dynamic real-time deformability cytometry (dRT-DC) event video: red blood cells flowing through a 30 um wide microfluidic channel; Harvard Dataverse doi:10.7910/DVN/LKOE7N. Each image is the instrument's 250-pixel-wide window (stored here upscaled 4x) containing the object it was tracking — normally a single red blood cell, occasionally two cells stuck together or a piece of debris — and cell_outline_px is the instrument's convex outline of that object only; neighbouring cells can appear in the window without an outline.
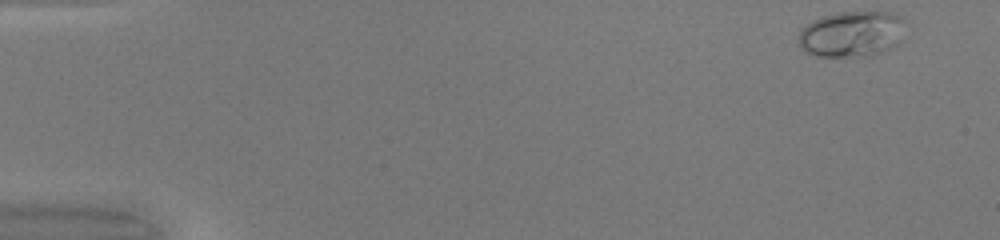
{"species": "common noctule bat (a hibernating species)", "species_latin": "Nyctalus noctula", "temperature_condition": "warm", "stored_images_in_passage": 47, "camera_frame_rate_fps": 3000, "um_per_image_px": 0.085, "animal": {"sex": "female", "body_mass_g": 20.0, "forearm_length_mm": 54.0}, "frame": {"image": 1, "passage_image": 1, "time_ms": 0.0, "image_size_px": [1000, 240], "cell_outline_px": [[908, 24], [896, 44], [892, 48], [872, 56], [816, 56], [804, 52], [800, 44], [800, 28], [812, 20], [824, 16], [840, 12], [888, 12], [900, 16], [908, 20]], "centroid_in_image_um": [72.44, 2.88], "position_along_channel_um": 12.6, "area_um2": 28.84}}
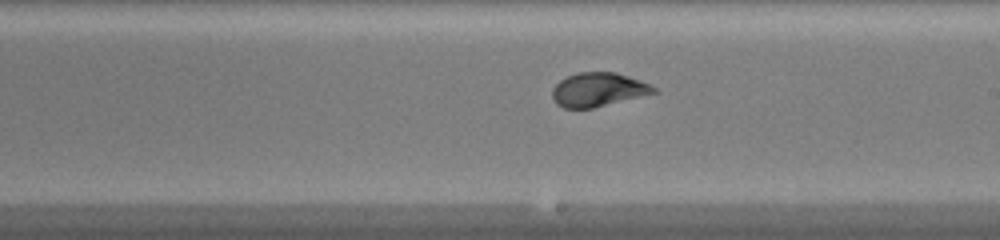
{"frame": {"image": 2, "passage_image": 27, "time_ms": 8.667, "image_size_px": [1000, 240], "cell_outline_px": [[660, 92], [592, 108], [564, 108], [556, 104], [552, 100], [552, 88], [560, 80], [568, 76], [580, 72], [616, 72], [628, 76], [648, 84], [656, 88]], "centroid_in_image_um": [50.83, 7.63], "position_along_channel_um": 238.2, "area_um2": 20.0}}
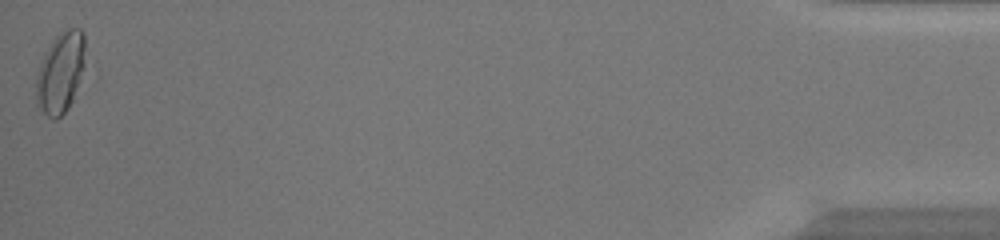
{"frame": {"image": 3, "passage_image": 47, "time_ms": 15.333, "image_size_px": [1000, 240], "cell_outline_px": [[84, 64], [80, 80], [72, 100], [68, 108], [56, 120], [48, 116], [40, 108], [36, 100], [36, 76], [40, 64], [52, 40], [60, 32], [68, 28], [80, 28], [84, 32]], "centroid_in_image_um": [5.14, 6.15], "position_along_channel_um": 430.1, "area_um2": 22.83}, "authors_computed_cell_mechanics": {"area_um2": 20.3456, "velocity_mm_per_s": 4.2276, "shape_relaxation_time_tau1_ms": 4.5869, "shape_relaxation_time_tau2_ms": null, "deformation_change_tau1": 0.1966, "deformation_change_tau2": null}}